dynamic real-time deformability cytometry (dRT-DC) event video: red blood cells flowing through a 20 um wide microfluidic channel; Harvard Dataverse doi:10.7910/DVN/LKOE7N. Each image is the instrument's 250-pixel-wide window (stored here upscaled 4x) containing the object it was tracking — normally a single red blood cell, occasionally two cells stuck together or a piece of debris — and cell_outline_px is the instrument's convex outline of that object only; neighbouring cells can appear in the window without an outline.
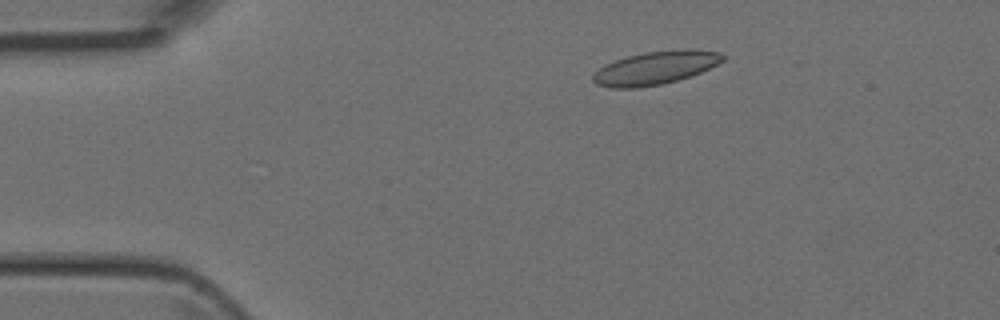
{"species": "Egyptian fruit bat (a non-hibernating species)", "species_latin": "Rousettus aegyptiacus", "temperature_condition": "room temperature", "stored_images_in_passage": 4, "camera_frame_rate_fps": 3000, "um_per_image_px": 0.085, "animal": {"sex": "female"}, "frame": {"image": 1, "passage_image": 3, "time_ms": 2.333, "image_size_px": [1000, 320], "cell_outline_px": [[724, 60], [700, 72], [676, 80], [660, 84], [636, 88], [612, 88], [596, 84], [592, 80], [592, 76], [604, 64], [628, 56], [644, 52], [688, 48], [692, 48], [720, 52], [724, 56]], "centroid_in_image_um": [55.7, 5.75], "position_along_channel_um": 29.3, "area_um2": 24.91}}